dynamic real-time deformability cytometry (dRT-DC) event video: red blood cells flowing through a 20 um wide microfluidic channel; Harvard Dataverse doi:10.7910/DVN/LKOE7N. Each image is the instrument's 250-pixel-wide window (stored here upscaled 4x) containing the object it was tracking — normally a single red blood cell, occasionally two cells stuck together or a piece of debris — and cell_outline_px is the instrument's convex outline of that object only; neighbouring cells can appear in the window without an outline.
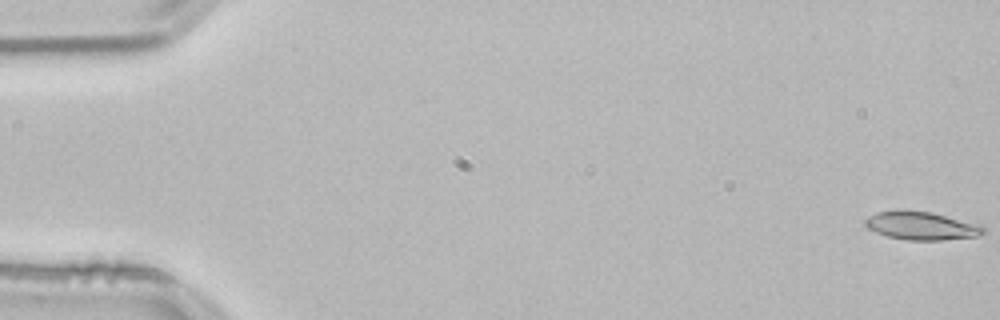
{"species": "common noctule bat (a hibernating species)", "species_latin": "Nyctalus noctula", "temperature_condition": "room temperature", "stored_images_in_passage": 54, "camera_frame_rate_fps": 3000, "um_per_image_px": 0.085, "animal": {"sex": "male", "body_mass_g": 21.5, "forearm_length_mm": 52.0}, "frame": {"image": 1, "passage_image": 1, "time_ms": 0.0, "image_size_px": [1000, 320], "cell_outline_px": [[984, 232], [980, 236], [940, 240], [908, 240], [888, 236], [876, 232], [868, 228], [864, 224], [864, 220], [868, 216], [876, 212], [932, 212], [980, 224], [984, 228]], "centroid_in_image_um": [78.36, 19.21], "position_along_channel_um": 6.6, "area_um2": 18.96}}
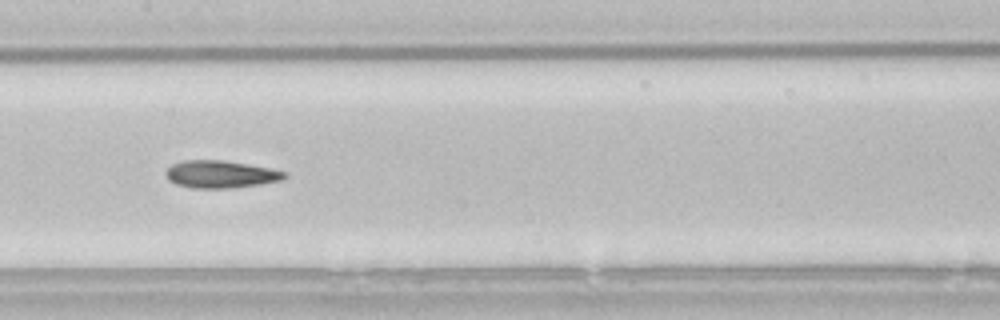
{"frame": {"image": 2, "passage_image": 27, "time_ms": 8.667, "image_size_px": [1000, 320], "cell_outline_px": [[288, 176], [280, 180], [260, 184], [232, 188], [192, 188], [176, 184], [168, 180], [164, 172], [172, 164], [184, 160], [224, 160], [248, 164], [288, 172]], "centroid_in_image_um": [18.73, 14.81], "position_along_channel_um": 188.7, "area_um2": 19.02}}
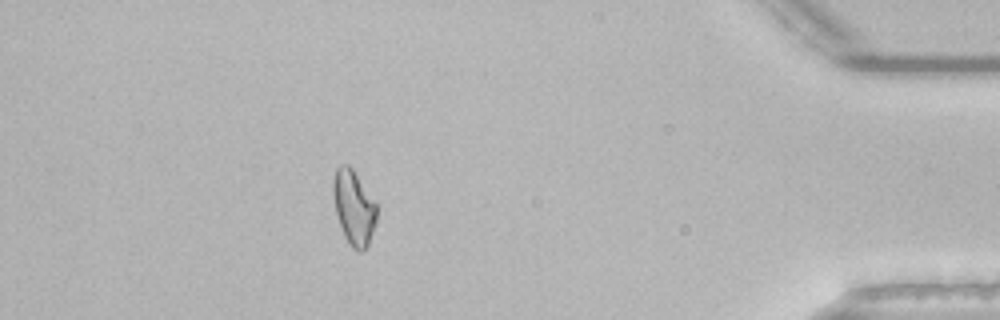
{"frame": {"image": 3, "passage_image": 48, "time_ms": 15.667, "image_size_px": [1000, 320], "cell_outline_px": [[376, 220], [368, 244], [360, 252], [356, 252], [352, 248], [344, 236], [336, 212], [332, 196], [332, 180], [336, 168], [340, 164], [348, 164], [352, 168], [376, 204]], "centroid_in_image_um": [30.03, 17.62], "position_along_channel_um": 405.2, "area_um2": 18.73}, "authors_computed_cell_mechanics": {"area_um2": 18.9873, "velocity_mm_per_s": 3.8106, "shape_relaxation_time_tau1_ms": 9.9952, "shape_relaxation_time_tau2_ms": 9.5446, "deformation_change_tau1": 0.2289, "deformation_change_tau2": 0.1527}}